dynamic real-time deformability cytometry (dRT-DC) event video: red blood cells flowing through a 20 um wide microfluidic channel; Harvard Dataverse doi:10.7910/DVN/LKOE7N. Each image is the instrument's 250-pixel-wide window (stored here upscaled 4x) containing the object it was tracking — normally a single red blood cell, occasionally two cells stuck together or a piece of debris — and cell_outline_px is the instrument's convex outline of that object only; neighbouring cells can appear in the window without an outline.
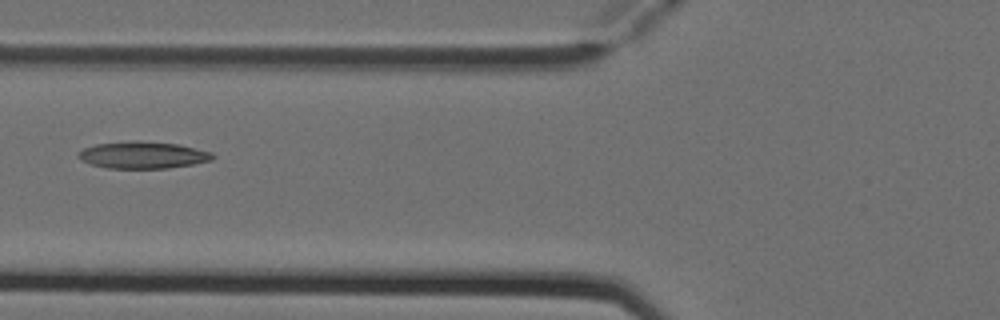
{"species": "Egyptian fruit bat (a non-hibernating species)", "species_latin": "Rousettus aegyptiacus", "temperature_condition": "cold", "stored_images_in_passage": 3, "camera_frame_rate_fps": 3000, "um_per_image_px": 0.085, "animal": {"sex": "female"}, "frame": {"image": 1, "passage_image": 2, "time_ms": 0.333, "image_size_px": [1000, 320], "cell_outline_px": [[216, 156], [212, 160], [192, 164], [168, 168], [108, 168], [92, 164], [76, 156], [76, 152], [84, 148], [96, 144], [140, 140], [180, 144], [212, 152]], "centroid_in_image_um": [12.17, 13.16], "position_along_channel_um": 113.6, "area_um2": 21.1}}
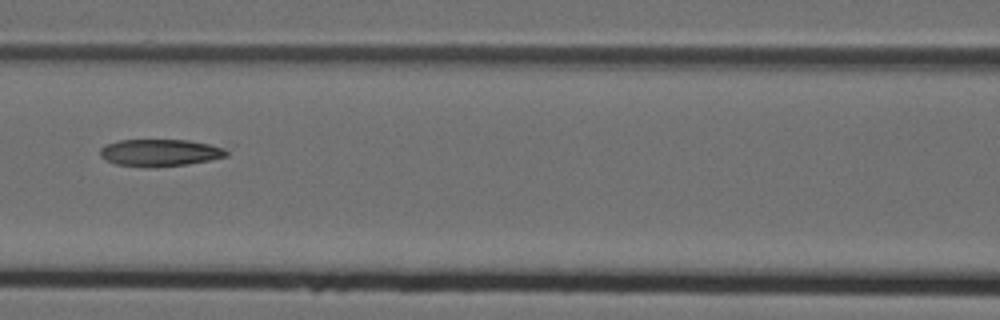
{"frame": {"image": 2, "passage_image": 3, "time_ms": 0.667, "image_size_px": [1000, 320], "cell_outline_px": [[228, 156], [188, 164], [152, 168], [116, 164], [100, 156], [100, 148], [104, 144], [120, 140], [188, 140], [228, 148]], "centroid_in_image_um": [13.6, 12.98], "position_along_channel_um": 153.0, "area_um2": 20.06}}